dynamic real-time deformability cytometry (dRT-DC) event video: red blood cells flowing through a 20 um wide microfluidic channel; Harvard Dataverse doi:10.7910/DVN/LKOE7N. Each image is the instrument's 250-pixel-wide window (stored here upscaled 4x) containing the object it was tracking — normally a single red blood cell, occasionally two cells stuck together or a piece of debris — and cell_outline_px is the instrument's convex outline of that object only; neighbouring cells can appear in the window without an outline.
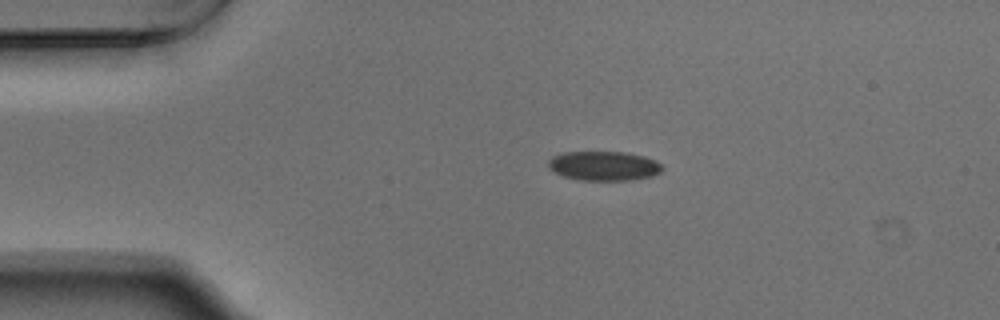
{"species": "Egyptian fruit bat (a non-hibernating species)", "species_latin": "Rousettus aegyptiacus", "temperature_condition": "warm", "stored_images_in_passage": 44, "camera_frame_rate_fps": 3000, "um_per_image_px": 0.085, "animal": {"sex": "male"}, "frame": {"image": 1, "passage_image": 1, "time_ms": 0.0, "image_size_px": [1000, 320], "cell_outline_px": [[664, 168], [660, 172], [652, 176], [632, 180], [580, 180], [564, 176], [548, 168], [548, 160], [552, 156], [564, 152], [624, 152], [644, 156], [656, 160]], "centroid_in_image_um": [51.33, 14.1], "position_along_channel_um": 33.7, "area_um2": 19.54}}
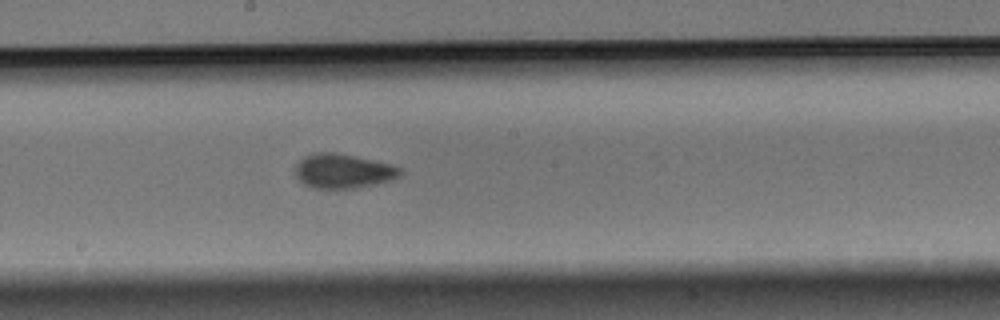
{"frame": {"image": 2, "passage_image": 19, "time_ms": 6.0, "image_size_px": [1000, 320], "cell_outline_px": [[404, 168], [400, 176], [388, 180], [372, 184], [352, 188], [312, 188], [304, 184], [296, 176], [296, 164], [304, 156], [312, 152], [332, 152], [392, 164]], "centroid_in_image_um": [29.15, 14.53], "position_along_channel_um": 219.1, "area_um2": 20.81}}
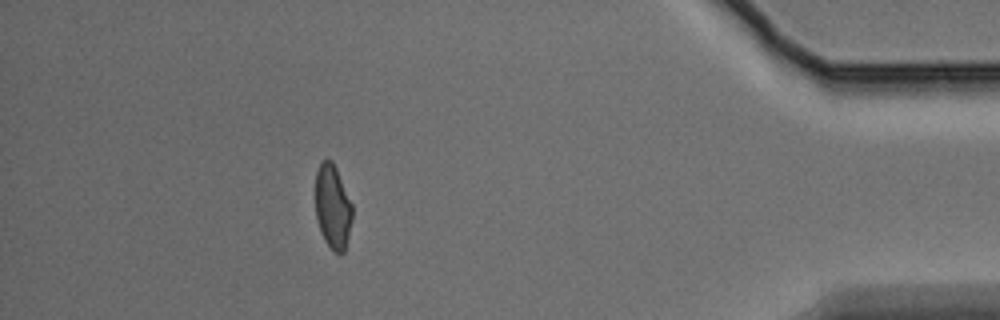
{"frame": {"image": 3, "passage_image": 38, "time_ms": 12.333, "image_size_px": [1000, 320], "cell_outline_px": [[352, 220], [344, 252], [340, 256], [324, 240], [316, 216], [316, 172], [320, 164], [324, 160], [332, 160], [336, 168], [352, 204]], "centroid_in_image_um": [28.29, 17.58], "position_along_channel_um": 406.9, "area_um2": 17.8}, "authors_computed_cell_mechanics": {"area_um2": 19.5653, "velocity_mm_per_s": 3.757, "shape_relaxation_time_tau1_ms": 4.1594, "shape_relaxation_time_tau2_ms": 1.4972, "deformation_change_tau1": 0.1095, "deformation_change_tau2": 0.0514}}